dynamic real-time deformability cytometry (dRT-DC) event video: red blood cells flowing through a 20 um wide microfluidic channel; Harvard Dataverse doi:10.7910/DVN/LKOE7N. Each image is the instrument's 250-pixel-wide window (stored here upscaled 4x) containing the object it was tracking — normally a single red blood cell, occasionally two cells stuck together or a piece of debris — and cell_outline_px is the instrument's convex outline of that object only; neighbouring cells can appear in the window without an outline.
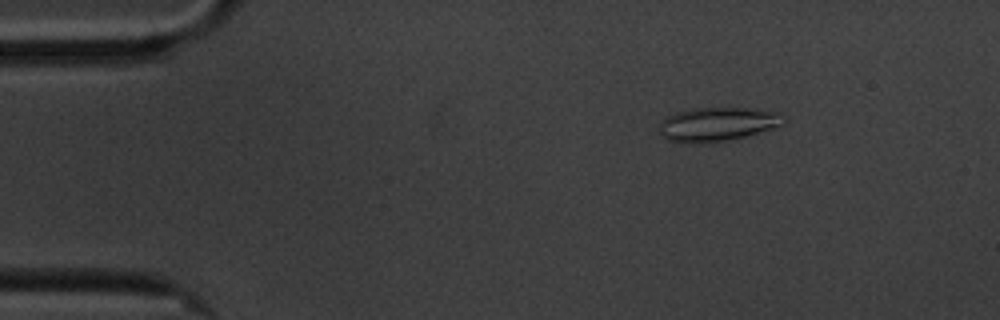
{"species": "common noctule bat (a hibernating species)", "species_latin": "Nyctalus noctula", "temperature_condition": "cold", "stored_images_in_passage": 52, "camera_frame_rate_fps": 3000, "um_per_image_px": 0.085, "animal": {"sex": "male", "body_mass_g": 20.1, "forearm_length_mm": 53.5}, "frame": {"image": 1, "passage_image": 2, "time_ms": 0.333, "image_size_px": [1000, 320], "cell_outline_px": [[788, 120], [784, 124], [772, 128], [744, 136], [728, 140], [668, 140], [660, 136], [660, 124], [664, 116], [676, 112], [692, 108], [748, 108], [788, 116]], "centroid_in_image_um": [60.99, 10.51], "position_along_channel_um": 24.0, "area_um2": 23.64}}
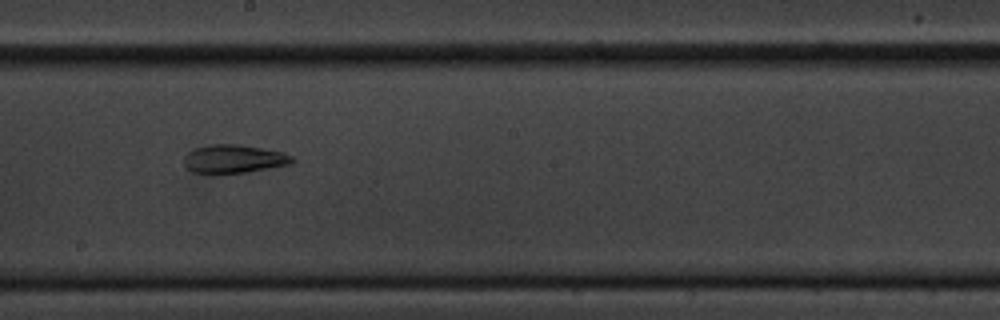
{"frame": {"image": 2, "passage_image": 26, "time_ms": 8.333, "image_size_px": [1000, 320], "cell_outline_px": [[296, 160], [292, 164], [244, 172], [192, 172], [184, 164], [184, 156], [192, 148], [208, 144], [240, 144], [284, 152], [292, 156]], "centroid_in_image_um": [19.89, 13.47], "position_along_channel_um": 228.3, "area_um2": 17.8}}
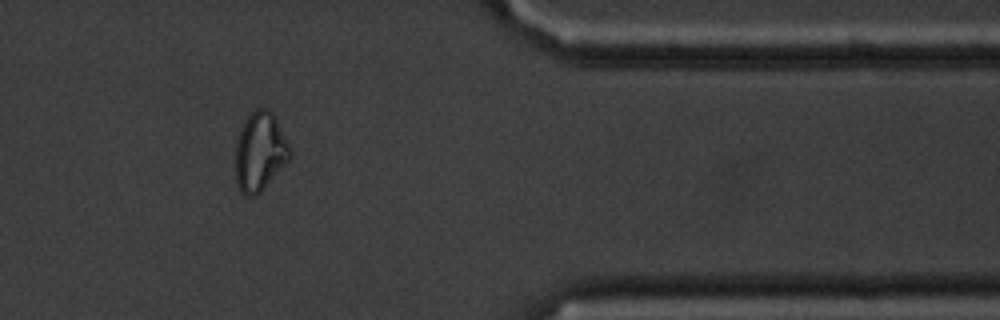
{"frame": {"image": 3, "passage_image": 42, "time_ms": 13.667, "image_size_px": [1000, 320], "cell_outline_px": [[292, 156], [260, 192], [256, 196], [244, 196], [240, 192], [236, 184], [236, 144], [240, 132], [248, 116], [256, 108], [268, 108], [272, 112], [292, 152]], "centroid_in_image_um": [22.08, 12.93], "position_along_channel_um": 389.3, "area_um2": 24.62}, "authors_computed_cell_mechanics": {"area_um2": 20.1144, "velocity_mm_per_s": 3.4098, "shape_relaxation_time_tau1_ms": null, "shape_relaxation_time_tau2_ms": 5.3145, "deformation_change_tau1": null, "deformation_change_tau2": 0.1321}}